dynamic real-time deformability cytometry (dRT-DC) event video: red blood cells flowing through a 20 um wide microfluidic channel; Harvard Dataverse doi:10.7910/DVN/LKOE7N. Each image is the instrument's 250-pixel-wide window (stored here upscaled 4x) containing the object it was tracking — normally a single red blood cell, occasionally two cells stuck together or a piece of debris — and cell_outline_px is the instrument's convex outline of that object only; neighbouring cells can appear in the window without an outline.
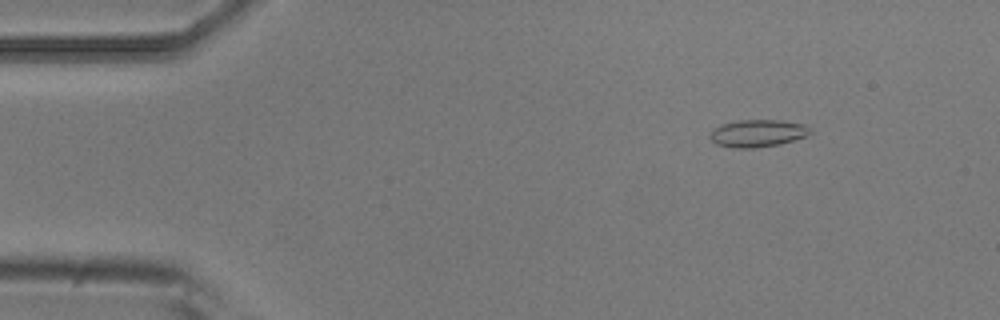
{"species": "common noctule bat (a hibernating species)", "species_latin": "Nyctalus noctula", "temperature_condition": "room temperature", "stored_images_in_passage": 4, "camera_frame_rate_fps": 3000, "um_per_image_px": 0.085, "animal": {"sex": "male", "body_mass_g": 20.5, "forearm_length_mm": 52.5}, "frame": {"image": 1, "passage_image": 2, "time_ms": 0.333, "image_size_px": [1000, 320], "cell_outline_px": [[812, 132], [808, 136], [780, 144], [752, 148], [736, 148], [716, 144], [708, 136], [716, 128], [724, 124], [740, 120], [780, 120], [804, 124], [812, 128]], "centroid_in_image_um": [64.47, 11.33], "position_along_channel_um": 20.5, "area_um2": 15.9}}
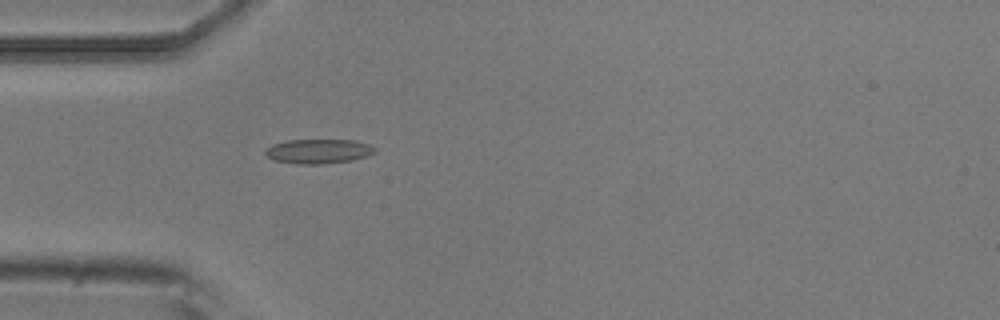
{"frame": {"image": 2, "passage_image": 4, "time_ms": 1.0, "image_size_px": [1000, 320], "cell_outline_px": [[376, 152], [368, 156], [352, 160], [320, 164], [296, 164], [272, 160], [264, 152], [264, 148], [272, 144], [288, 140], [356, 140], [368, 144], [376, 148]], "centroid_in_image_um": [27.05, 12.86], "position_along_channel_um": 58.0, "area_um2": 15.78}}